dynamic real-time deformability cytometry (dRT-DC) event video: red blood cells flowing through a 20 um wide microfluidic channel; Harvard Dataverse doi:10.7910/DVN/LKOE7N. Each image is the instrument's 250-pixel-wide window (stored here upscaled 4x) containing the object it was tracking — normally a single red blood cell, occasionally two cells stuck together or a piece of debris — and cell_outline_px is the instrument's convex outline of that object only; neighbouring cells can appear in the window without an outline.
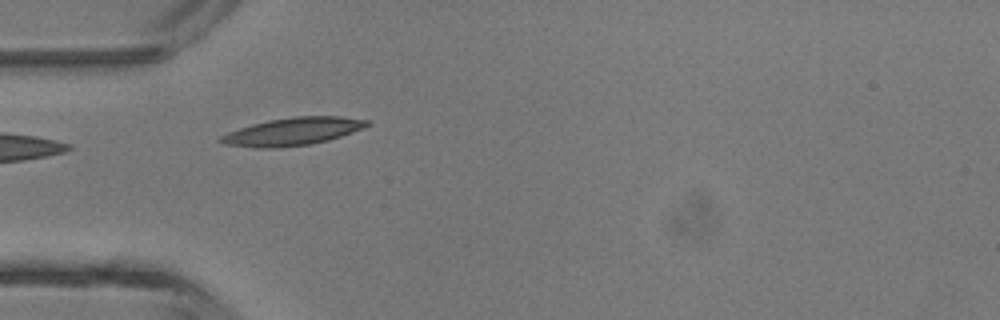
{"species": "common noctule bat (a hibernating species)", "species_latin": "Nyctalus noctula", "temperature_condition": "room temperature", "stored_images_in_passage": 4, "camera_frame_rate_fps": 3000, "um_per_image_px": 0.085, "animal": {"sex": "male", "body_mass_g": 13.3}, "frame": {"image": 1, "passage_image": 3, "time_ms": 2.333, "image_size_px": [1000, 320], "cell_outline_px": [[372, 124], [364, 128], [328, 140], [308, 144], [280, 148], [256, 148], [224, 144], [216, 140], [220, 136], [228, 132], [252, 124], [268, 120], [296, 116], [340, 116], [372, 120]], "centroid_in_image_um": [24.89, 11.17], "position_along_channel_um": 60.1, "area_um2": 23.76}}
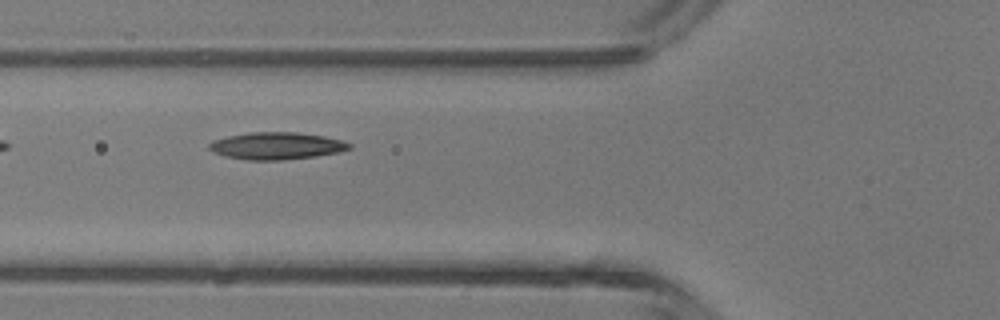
{"frame": {"image": 2, "passage_image": 4, "time_ms": 3.333, "image_size_px": [1000, 320], "cell_outline_px": [[352, 148], [340, 152], [316, 156], [284, 160], [248, 160], [224, 156], [212, 152], [208, 148], [208, 144], [212, 140], [228, 136], [252, 132], [296, 132], [324, 136], [340, 140], [352, 144]], "centroid_in_image_um": [23.49, 12.4], "position_along_channel_um": 102.3, "area_um2": 22.31}}